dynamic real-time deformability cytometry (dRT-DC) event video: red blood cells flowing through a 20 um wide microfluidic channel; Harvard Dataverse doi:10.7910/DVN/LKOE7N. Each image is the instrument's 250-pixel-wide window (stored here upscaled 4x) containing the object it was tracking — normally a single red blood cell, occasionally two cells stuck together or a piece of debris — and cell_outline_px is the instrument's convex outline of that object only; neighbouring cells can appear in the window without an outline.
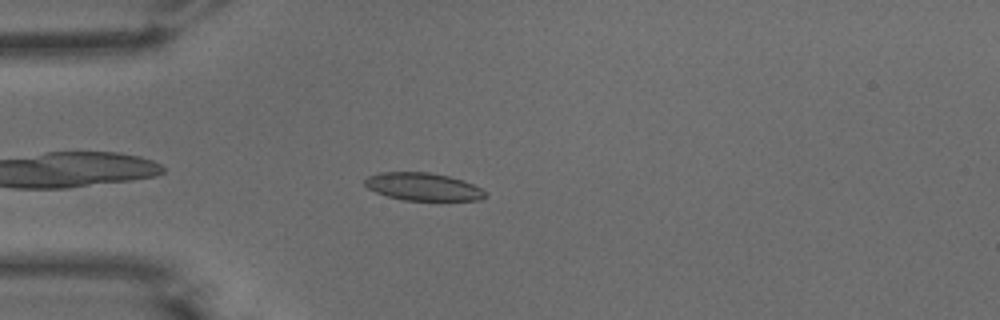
{"species": "common noctule bat (a hibernating species)", "species_latin": "Nyctalus noctula", "temperature_condition": "warm", "stored_images_in_passage": 42, "camera_frame_rate_fps": 3000, "um_per_image_px": 0.085, "animal": {"sex": "male", "body_mass_g": 15.6}, "frame": {"image": 1, "passage_image": 4, "time_ms": 1.0, "image_size_px": [1000, 320], "cell_outline_px": [[488, 196], [480, 200], [400, 200], [376, 192], [368, 188], [364, 184], [364, 180], [368, 176], [380, 172], [428, 172], [448, 176], [464, 180], [488, 192]], "centroid_in_image_um": [35.98, 15.87], "position_along_channel_um": 49.0, "area_um2": 19.54}}
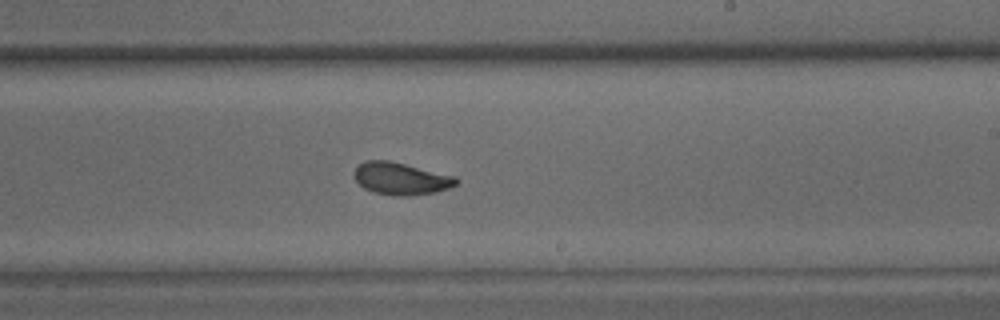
{"frame": {"image": 2, "passage_image": 21, "time_ms": 6.667, "image_size_px": [1000, 320], "cell_outline_px": [[460, 180], [456, 184], [448, 188], [436, 192], [404, 196], [392, 196], [372, 192], [364, 188], [352, 176], [352, 172], [360, 164], [368, 160], [388, 160], [456, 176]], "centroid_in_image_um": [34.06, 15.19], "position_along_channel_um": 254.9, "area_um2": 19.25}}
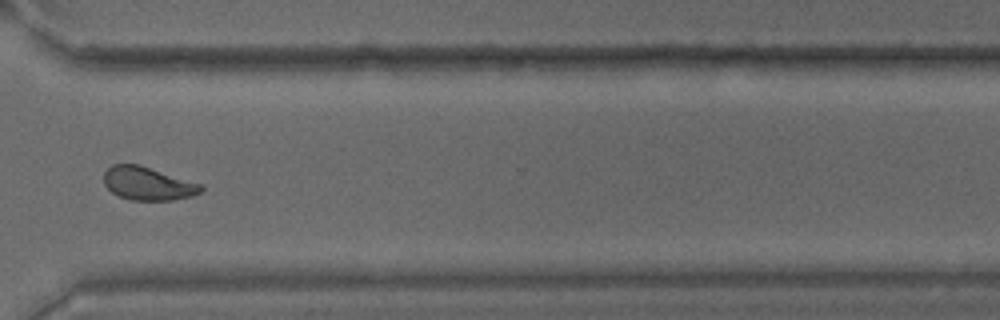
{"frame": {"image": 3, "passage_image": 29, "time_ms": 9.333, "image_size_px": [1000, 320], "cell_outline_px": [[204, 188], [200, 192], [192, 196], [172, 200], [132, 200], [120, 196], [112, 192], [104, 184], [104, 172], [112, 164], [140, 164], [204, 184]], "centroid_in_image_um": [12.6, 15.59], "position_along_channel_um": 358.0, "area_um2": 19.02}, "authors_computed_cell_mechanics": {"area_um2": 19.3052, "velocity_mm_per_s": 3.8619, "shape_relaxation_time_tau1_ms": 6.8624, "shape_relaxation_time_tau2_ms": 1.4355, "deformation_change_tau1": 0.1707, "deformation_change_tau2": 0.0668}}